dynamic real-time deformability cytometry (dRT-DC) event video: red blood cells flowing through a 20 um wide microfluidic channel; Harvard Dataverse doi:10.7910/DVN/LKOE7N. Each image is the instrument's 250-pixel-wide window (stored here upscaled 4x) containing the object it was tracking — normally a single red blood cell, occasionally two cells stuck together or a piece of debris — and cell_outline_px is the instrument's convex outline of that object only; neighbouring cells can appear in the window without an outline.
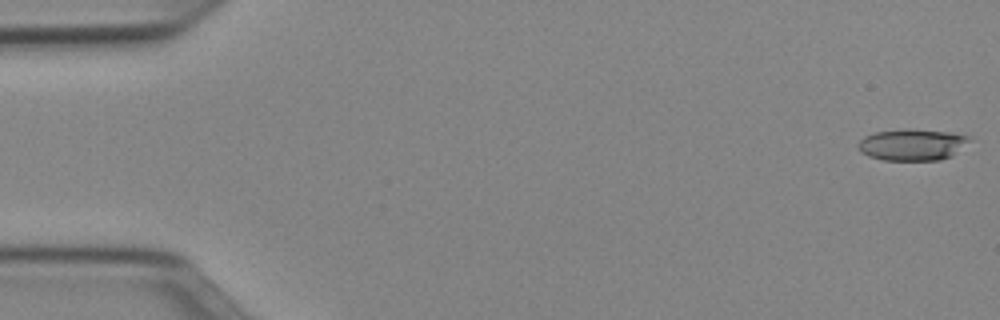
{"species": "Egyptian fruit bat (a non-hibernating species)", "species_latin": "Rousettus aegyptiacus", "temperature_condition": "cold", "stored_images_in_passage": 51, "camera_frame_rate_fps": 3000, "um_per_image_px": 0.085, "animal": {"sex": "female"}, "frame": {"image": 1, "passage_image": 1, "time_ms": 0.0, "image_size_px": [1000, 320], "cell_outline_px": [[972, 140], [952, 156], [940, 160], [884, 160], [868, 156], [860, 152], [856, 148], [856, 144], [864, 136], [876, 132], [904, 128], [912, 128], [948, 132], [972, 136]], "centroid_in_image_um": [77.54, 12.29], "position_along_channel_um": 7.5, "area_um2": 20.87}}
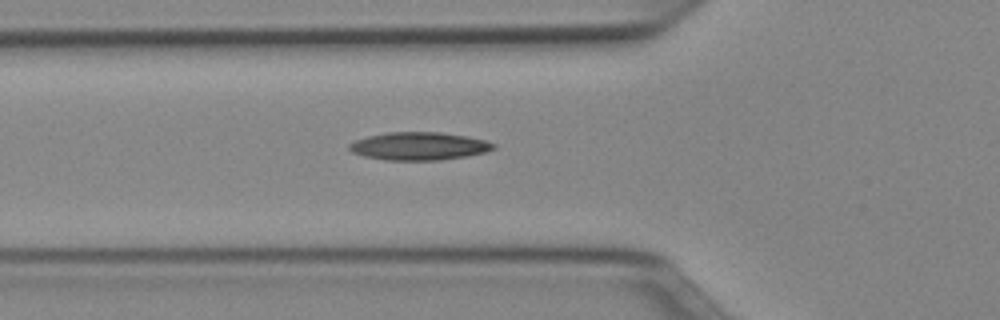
{"frame": {"image": 2, "passage_image": 18, "time_ms": 5.667, "image_size_px": [1000, 320], "cell_outline_px": [[496, 148], [484, 152], [464, 156], [440, 160], [384, 160], [364, 156], [352, 152], [348, 148], [348, 144], [356, 140], [368, 136], [388, 132], [440, 132], [464, 136], [484, 140], [496, 144]], "centroid_in_image_um": [35.58, 12.42], "position_along_channel_um": 90.2, "area_um2": 23.29}}
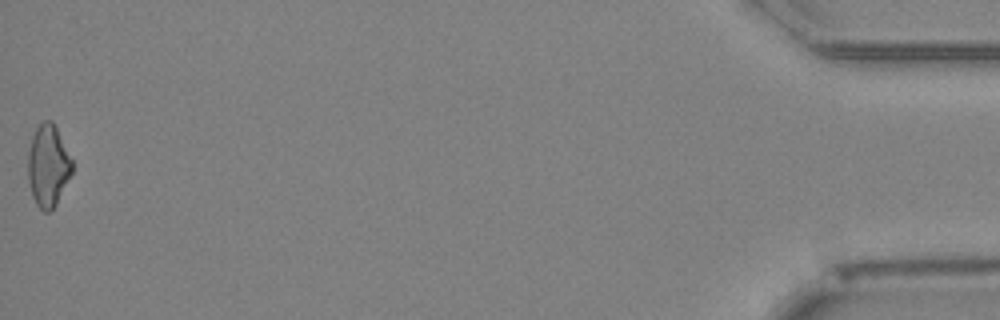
{"frame": {"image": 3, "passage_image": 51, "time_ms": 16.667, "image_size_px": [1000, 320], "cell_outline_px": [[72, 172], [56, 204], [48, 212], [44, 212], [36, 204], [32, 196], [28, 180], [28, 152], [32, 136], [36, 128], [44, 120], [52, 120], [72, 160]], "centroid_in_image_um": [4.07, 14.09], "position_along_channel_um": 431.1, "area_um2": 20.81}, "authors_computed_cell_mechanics": {"area_um2": 21.3282, "velocity_mm_per_s": 3.9885, "shape_relaxation_time_tau1_ms": 10.0492, "shape_relaxation_time_tau2_ms": null, "deformation_change_tau1": 0.1991, "deformation_change_tau2": null}}